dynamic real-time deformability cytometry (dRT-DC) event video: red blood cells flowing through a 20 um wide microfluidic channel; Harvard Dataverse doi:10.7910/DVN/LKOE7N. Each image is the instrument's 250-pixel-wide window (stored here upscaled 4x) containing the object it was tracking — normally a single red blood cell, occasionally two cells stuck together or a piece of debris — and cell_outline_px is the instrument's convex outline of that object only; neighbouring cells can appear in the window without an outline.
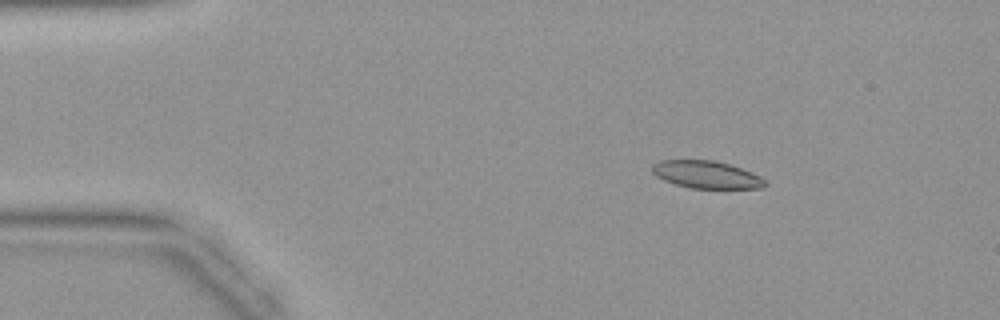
{"species": "common noctule bat (a hibernating species)", "species_latin": "Nyctalus noctula", "temperature_condition": "warm", "stored_images_in_passage": 44, "camera_frame_rate_fps": 3000, "um_per_image_px": 0.085, "animal": {"sex": "female", "body_mass_g": 19.9}, "frame": {"image": 1, "passage_image": 7, "time_ms": 2.0, "image_size_px": [1000, 320], "cell_outline_px": [[768, 184], [760, 188], [692, 188], [676, 184], [664, 180], [656, 176], [652, 172], [652, 164], [660, 160], [716, 160], [752, 172], [760, 176]], "centroid_in_image_um": [60.03, 14.83], "position_along_channel_um": 25.0, "area_um2": 17.98}}
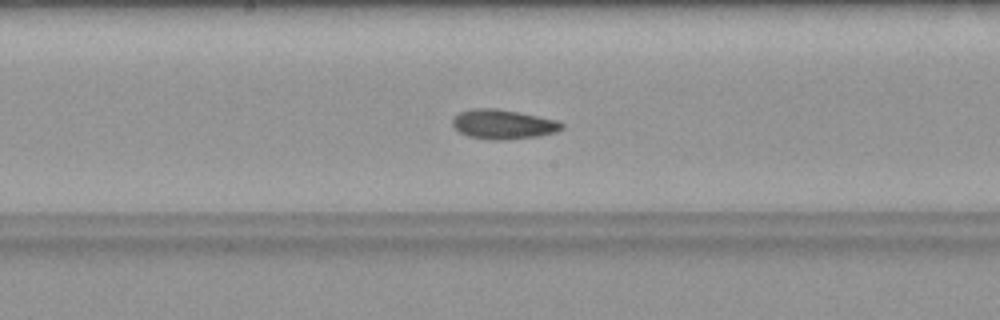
{"frame": {"image": 2, "passage_image": 23, "time_ms": 7.333, "image_size_px": [1000, 320], "cell_outline_px": [[564, 128], [556, 132], [536, 136], [500, 140], [492, 140], [468, 136], [460, 132], [452, 124], [452, 120], [460, 112], [472, 108], [496, 108], [520, 112], [560, 120], [564, 124]], "centroid_in_image_um": [42.81, 10.55], "position_along_channel_um": 205.4, "area_um2": 18.84}}
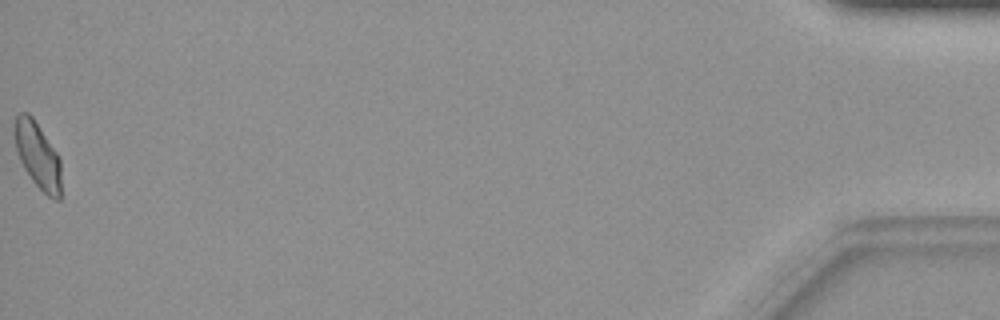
{"frame": {"image": 3, "passage_image": 44, "time_ms": 14.333, "image_size_px": [1000, 320], "cell_outline_px": [[60, 200], [52, 200], [32, 180], [24, 168], [16, 152], [12, 132], [12, 128], [16, 116], [20, 112], [28, 112], [32, 116], [56, 152], [60, 160]], "centroid_in_image_um": [3.15, 13.17], "position_along_channel_um": 432.0, "area_um2": 18.09}}